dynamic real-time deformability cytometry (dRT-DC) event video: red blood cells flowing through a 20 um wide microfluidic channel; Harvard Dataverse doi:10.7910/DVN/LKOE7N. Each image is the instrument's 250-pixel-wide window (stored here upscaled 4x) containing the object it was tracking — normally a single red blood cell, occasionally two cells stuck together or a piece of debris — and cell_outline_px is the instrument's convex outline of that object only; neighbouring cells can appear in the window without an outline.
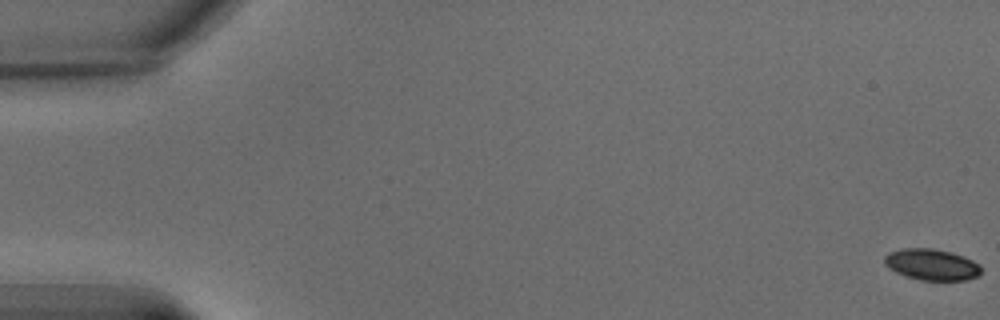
{"species": "common noctule bat (a hibernating species)", "species_latin": "Nyctalus noctula", "temperature_condition": "warm", "stored_images_in_passage": 66, "camera_frame_rate_fps": 3000, "um_per_image_px": 0.085, "animal": {"sex": "male", "body_mass_g": 15.6}, "frame": {"image": 1, "passage_image": 1, "time_ms": 0.0, "image_size_px": [1000, 320], "cell_outline_px": [[980, 272], [976, 276], [968, 280], [920, 280], [896, 272], [888, 268], [884, 264], [884, 256], [888, 252], [904, 248], [932, 248], [952, 252], [964, 256], [980, 264]], "centroid_in_image_um": [79.18, 22.47], "position_along_channel_um": 5.8, "area_um2": 17.63}}
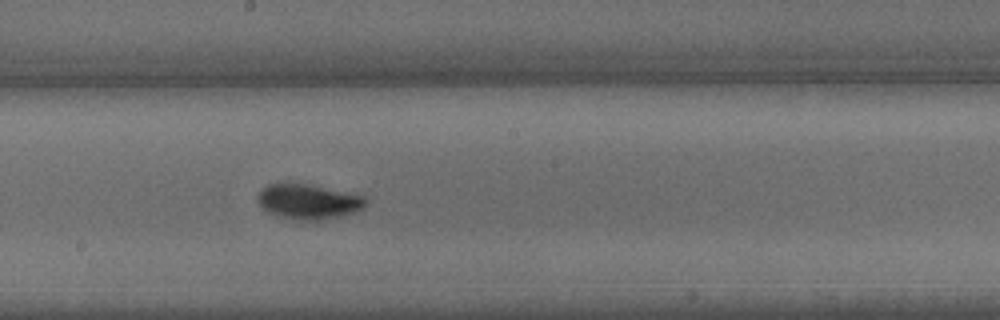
{"frame": {"image": 2, "passage_image": 37, "time_ms": 12.0, "image_size_px": [1000, 320], "cell_outline_px": [[368, 200], [364, 208], [356, 212], [340, 216], [320, 220], [292, 220], [268, 212], [256, 200], [256, 196], [260, 188], [268, 184], [308, 184], [364, 196]], "centroid_in_image_um": [26.2, 17.14], "position_along_channel_um": 222.0, "area_um2": 22.02}}
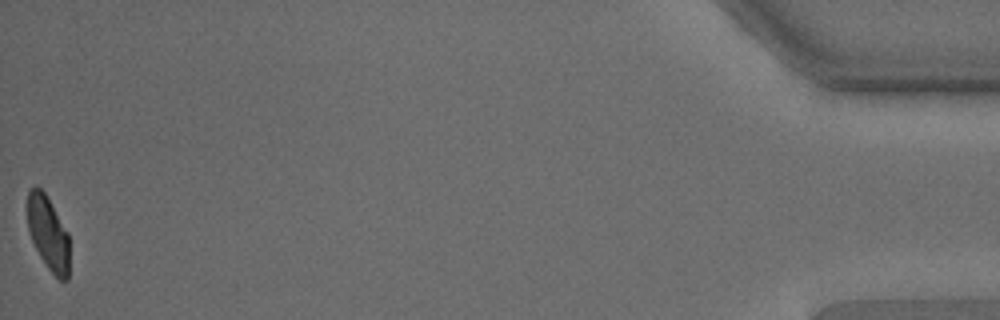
{"frame": {"image": 3, "passage_image": 66, "time_ms": 21.667, "image_size_px": [1000, 320], "cell_outline_px": [[68, 280], [60, 280], [48, 268], [40, 256], [28, 232], [24, 208], [28, 188], [36, 184], [44, 192], [68, 232]], "centroid_in_image_um": [4.01, 19.72], "position_along_channel_um": 431.2, "area_um2": 18.5}, "authors_computed_cell_mechanics": {"area_um2": 20.2878, "velocity_mm_per_s": 3.1411, "shape_relaxation_time_tau1_ms": 3.5187, "shape_relaxation_time_tau2_ms": 1.8931, "deformation_change_tau1": 0.1483, "deformation_change_tau2": 0.0559}}